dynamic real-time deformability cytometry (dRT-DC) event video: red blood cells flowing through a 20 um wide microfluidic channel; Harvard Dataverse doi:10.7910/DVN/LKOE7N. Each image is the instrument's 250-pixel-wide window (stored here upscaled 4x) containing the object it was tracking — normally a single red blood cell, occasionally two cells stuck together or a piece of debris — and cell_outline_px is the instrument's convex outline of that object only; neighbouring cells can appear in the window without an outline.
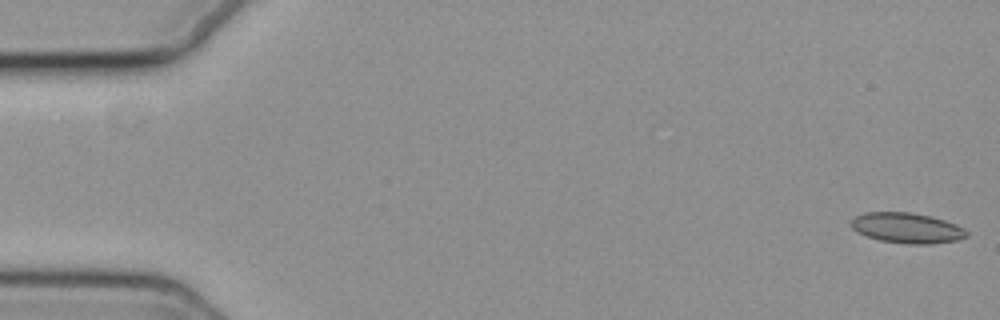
{"species": "common noctule bat (a hibernating species)", "species_latin": "Nyctalus noctula", "temperature_condition": "cold", "stored_images_in_passage": 12, "camera_frame_rate_fps": 3000, "um_per_image_px": 0.085, "animal": {"sex": "female", "body_mass_g": 19.3, "forearm_length_mm": 54.1}, "frame": {"image": 1, "passage_image": 1, "time_ms": 0.0, "image_size_px": [1000, 320], "cell_outline_px": [[968, 236], [956, 240], [932, 244], [908, 244], [880, 240], [856, 232], [848, 224], [856, 216], [864, 212], [908, 212], [928, 216], [944, 220], [956, 224], [964, 228], [968, 232]], "centroid_in_image_um": [77.07, 19.38], "position_along_channel_um": 7.9, "area_um2": 20.4}}